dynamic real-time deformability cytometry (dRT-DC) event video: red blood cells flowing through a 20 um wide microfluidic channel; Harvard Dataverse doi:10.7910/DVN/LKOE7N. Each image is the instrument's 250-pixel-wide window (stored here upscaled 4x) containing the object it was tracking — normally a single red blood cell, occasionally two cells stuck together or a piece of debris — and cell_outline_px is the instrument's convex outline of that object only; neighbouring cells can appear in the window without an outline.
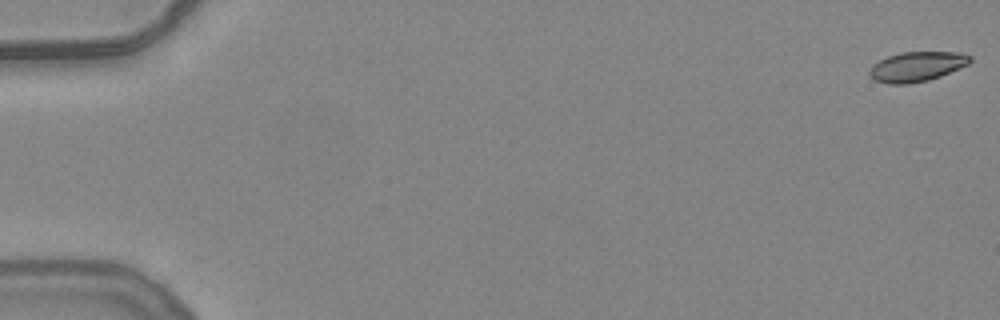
{"species": "common noctule bat (a hibernating species)", "species_latin": "Nyctalus noctula", "temperature_condition": "warm", "stored_images_in_passage": 55, "camera_frame_rate_fps": 3000, "um_per_image_px": 0.085, "animal": {"sex": "female", "body_mass_g": 24.6, "forearm_length_mm": 56.2}, "frame": {"image": 1, "passage_image": 1, "time_ms": 0.0, "image_size_px": [1000, 320], "cell_outline_px": [[972, 60], [968, 64], [940, 76], [928, 80], [908, 84], [888, 84], [876, 80], [868, 72], [872, 64], [888, 56], [900, 52], [964, 52], [972, 56]], "centroid_in_image_um": [77.95, 5.65], "position_along_channel_um": 7.1, "area_um2": 17.46}}
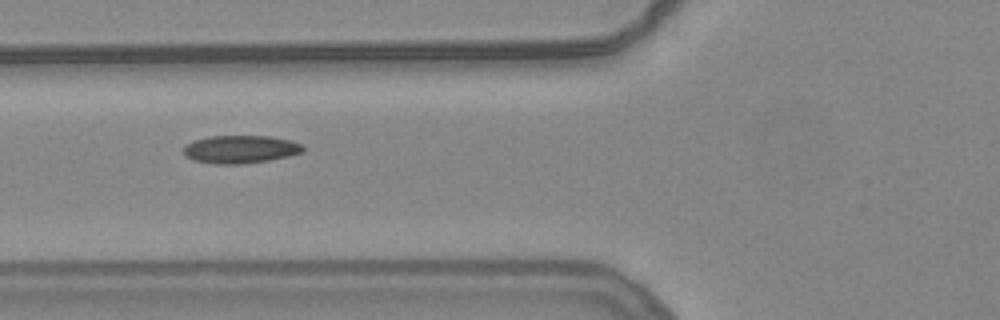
{"frame": {"image": 2, "passage_image": 22, "time_ms": 7.0, "image_size_px": [1000, 320], "cell_outline_px": [[304, 152], [288, 156], [268, 160], [244, 164], [216, 164], [192, 160], [184, 156], [184, 144], [208, 136], [268, 136], [288, 140], [304, 144]], "centroid_in_image_um": [20.42, 12.69], "position_along_channel_um": 105.4, "area_um2": 19.54}}
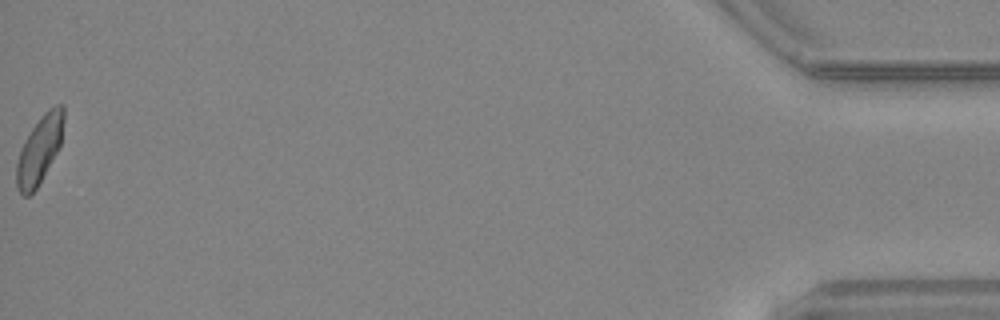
{"frame": {"image": 3, "passage_image": 55, "time_ms": 18.0, "image_size_px": [1000, 320], "cell_outline_px": [[64, 120], [60, 144], [56, 152], [36, 188], [28, 196], [24, 196], [16, 188], [16, 164], [20, 148], [32, 128], [40, 116], [48, 108], [56, 104], [64, 104]], "centroid_in_image_um": [3.34, 12.68], "position_along_channel_um": 431.9, "area_um2": 18.38}, "authors_computed_cell_mechanics": {"area_um2": 18.6116, "velocity_mm_per_s": 3.8798, "shape_relaxation_time_tau1_ms": 8.7968, "shape_relaxation_time_tau2_ms": null, "deformation_change_tau1": 0.194, "deformation_change_tau2": null}}